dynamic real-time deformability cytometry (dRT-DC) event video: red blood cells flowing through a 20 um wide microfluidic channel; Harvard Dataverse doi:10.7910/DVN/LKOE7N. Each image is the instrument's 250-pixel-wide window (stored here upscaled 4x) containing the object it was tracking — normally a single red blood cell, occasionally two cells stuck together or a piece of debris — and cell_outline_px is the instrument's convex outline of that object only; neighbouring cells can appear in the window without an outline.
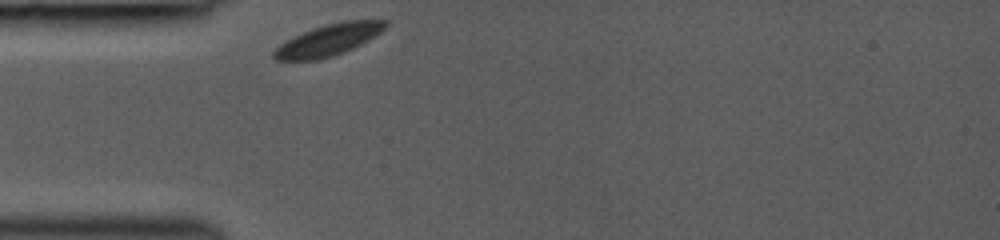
{"species": "common noctule bat (a hibernating species)", "species_latin": "Nyctalus noctula", "temperature_condition": "room temperature", "stored_images_in_passage": 1, "camera_frame_rate_fps": 3000, "um_per_image_px": 0.085, "animal": {"sex": "female", "body_mass_g": 19.0, "forearm_length_mm": 53.3}, "frame": {"image": 1, "passage_image": 1, "time_ms": 0.0, "image_size_px": [1000, 240], "cell_outline_px": [[388, 24], [376, 36], [344, 52], [332, 56], [316, 60], [272, 60], [272, 52], [280, 44], [312, 28], [344, 20], [388, 20]], "centroid_in_image_um": [27.92, 3.4], "position_along_channel_um": 57.1, "area_um2": 20.23}}